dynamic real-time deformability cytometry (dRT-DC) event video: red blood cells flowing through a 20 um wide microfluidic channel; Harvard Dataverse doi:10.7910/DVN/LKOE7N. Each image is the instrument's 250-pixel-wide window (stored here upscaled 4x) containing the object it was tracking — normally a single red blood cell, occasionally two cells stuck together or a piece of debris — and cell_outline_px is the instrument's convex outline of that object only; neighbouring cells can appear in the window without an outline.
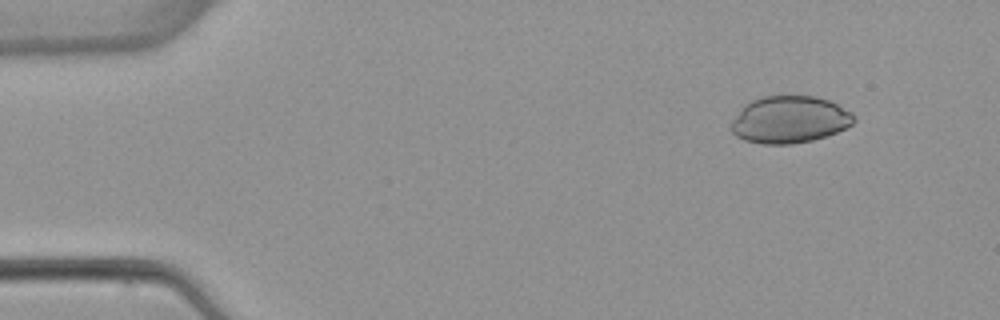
{"species": "common noctule bat (a hibernating species)", "species_latin": "Nyctalus noctula", "temperature_condition": "warm", "stored_images_in_passage": 6, "camera_frame_rate_fps": 3000, "um_per_image_px": 0.085, "animal": {"sex": "female", "body_mass_g": 22.7, "forearm_length_mm": 54.2}, "frame": {"image": 1, "passage_image": 2, "time_ms": 1.333, "image_size_px": [1000, 320], "cell_outline_px": [[856, 120], [852, 124], [836, 132], [812, 140], [792, 144], [764, 144], [744, 140], [736, 136], [732, 132], [732, 120], [744, 104], [760, 96], [816, 96], [828, 100], [852, 112], [856, 116]], "centroid_in_image_um": [67.11, 10.16], "position_along_channel_um": 17.9, "area_um2": 33.64}}
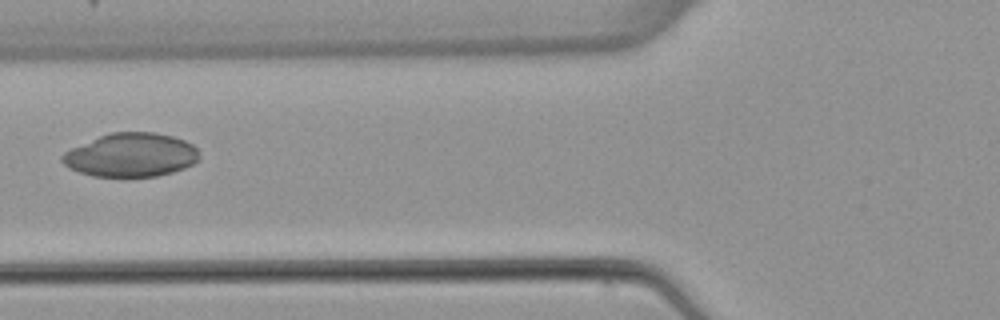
{"frame": {"image": 2, "passage_image": 6, "time_ms": 6.333, "image_size_px": [1000, 320], "cell_outline_px": [[200, 160], [184, 168], [172, 172], [156, 176], [92, 176], [68, 168], [60, 160], [60, 156], [64, 152], [72, 148], [100, 136], [112, 132], [152, 132], [172, 136], [184, 140], [192, 144], [196, 148], [200, 156]], "centroid_in_image_um": [11.14, 13.18], "position_along_channel_um": 114.7, "area_um2": 34.74}}